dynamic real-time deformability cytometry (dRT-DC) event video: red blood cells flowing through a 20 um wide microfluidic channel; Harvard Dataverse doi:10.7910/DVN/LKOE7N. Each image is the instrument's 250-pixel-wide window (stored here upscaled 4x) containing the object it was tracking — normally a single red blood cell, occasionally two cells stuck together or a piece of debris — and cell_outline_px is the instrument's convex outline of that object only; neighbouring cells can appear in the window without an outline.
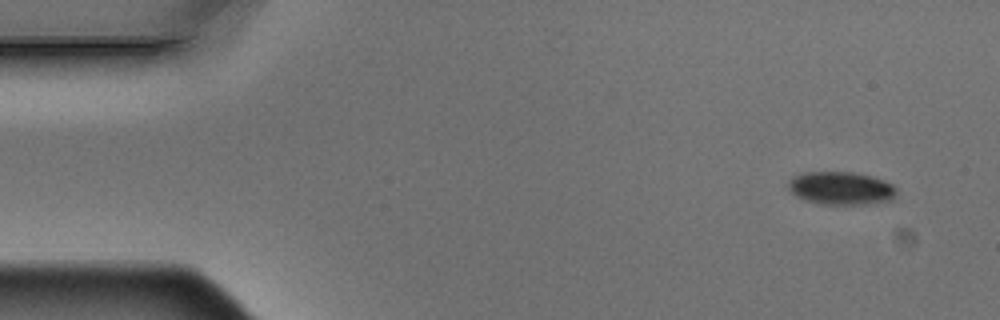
{"species": "Egyptian fruit bat (a non-hibernating species)", "species_latin": "Rousettus aegyptiacus", "temperature_condition": "warm", "stored_images_in_passage": 6, "segment_of_instrument_passage": [2, 2], "camera_frame_rate_fps": 3000, "um_per_image_px": 0.085, "animal": {"sex": "male"}, "frame": {"image": 1, "passage_image": 6, "time_ms": 1.667, "image_size_px": [1000, 320], "cell_outline_px": [[896, 192], [892, 200], [868, 204], [820, 204], [804, 200], [796, 196], [788, 188], [788, 180], [804, 172], [852, 172], [872, 176], [884, 180], [892, 184], [896, 188]], "centroid_in_image_um": [71.49, 16.0], "position_along_channel_um": 13.5, "area_um2": 20.87}}